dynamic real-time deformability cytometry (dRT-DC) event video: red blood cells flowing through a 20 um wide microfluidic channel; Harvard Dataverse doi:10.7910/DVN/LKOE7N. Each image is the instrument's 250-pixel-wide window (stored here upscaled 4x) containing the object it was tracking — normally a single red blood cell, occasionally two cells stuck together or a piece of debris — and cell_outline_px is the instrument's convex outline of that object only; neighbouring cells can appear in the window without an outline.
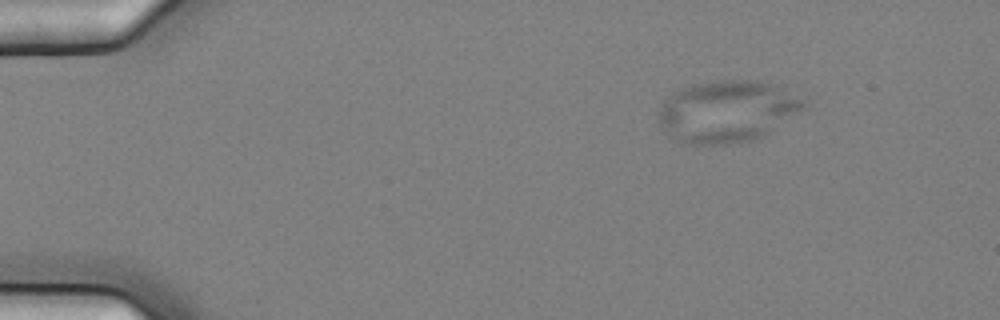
{"species": "common noctule bat (a hibernating species)", "species_latin": "Nyctalus noctula", "temperature_condition": "cold", "stored_images_in_passage": 4, "camera_frame_rate_fps": 3000, "um_per_image_px": 0.085, "animal": {"sex": "female", "body_mass_g": 25.1}, "frame": {"image": 1, "passage_image": 1, "time_ms": 0.0, "image_size_px": [1000, 320], "cell_outline_px": [[808, 104], [804, 108], [764, 136], [752, 140], [728, 144], [684, 144], [668, 136], [660, 124], [656, 112], [664, 100], [668, 96], [680, 88], [692, 84], [716, 80], [760, 80], [776, 84], [808, 100]], "centroid_in_image_um": [61.8, 9.45], "position_along_channel_um": 23.2, "area_um2": 53.0}}